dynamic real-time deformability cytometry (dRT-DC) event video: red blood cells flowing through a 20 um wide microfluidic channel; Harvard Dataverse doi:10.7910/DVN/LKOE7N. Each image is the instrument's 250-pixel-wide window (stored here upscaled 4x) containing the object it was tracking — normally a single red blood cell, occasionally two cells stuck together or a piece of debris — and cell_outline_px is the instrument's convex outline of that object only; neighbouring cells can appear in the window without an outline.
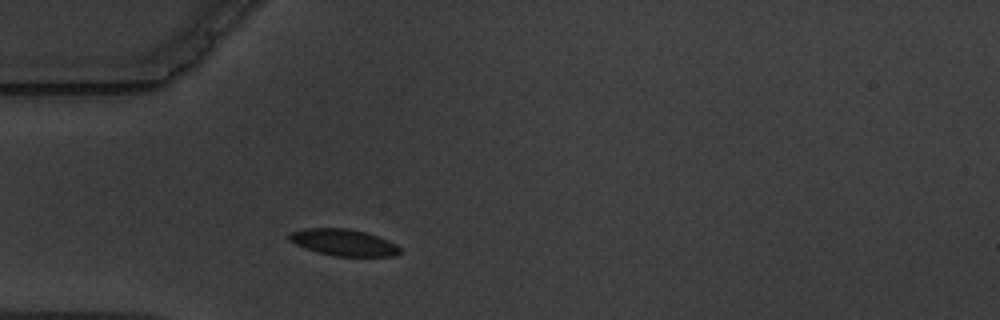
{"species": "common noctule bat (a hibernating species)", "species_latin": "Nyctalus noctula", "temperature_condition": "warm", "stored_images_in_passage": 1, "camera_frame_rate_fps": 3000, "um_per_image_px": 0.085, "animal": {"sex": "male", "body_mass_g": 19.5, "forearm_length_mm": 54.6}, "frame": {"image": 1, "passage_image": 1, "time_ms": 0.0, "image_size_px": [1000, 320], "cell_outline_px": [[400, 252], [396, 256], [336, 256], [316, 252], [304, 248], [288, 240], [288, 236], [292, 232], [304, 228], [348, 228], [364, 232], [388, 240], [396, 244], [400, 248]], "centroid_in_image_um": [29.18, 20.61], "position_along_channel_um": 55.8, "area_um2": 17.11}}